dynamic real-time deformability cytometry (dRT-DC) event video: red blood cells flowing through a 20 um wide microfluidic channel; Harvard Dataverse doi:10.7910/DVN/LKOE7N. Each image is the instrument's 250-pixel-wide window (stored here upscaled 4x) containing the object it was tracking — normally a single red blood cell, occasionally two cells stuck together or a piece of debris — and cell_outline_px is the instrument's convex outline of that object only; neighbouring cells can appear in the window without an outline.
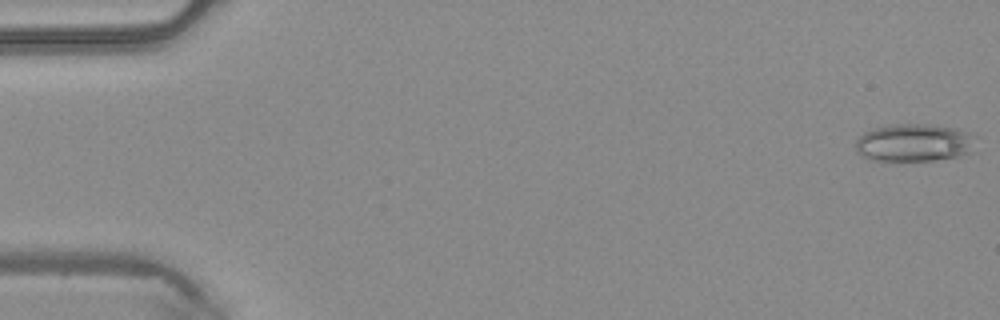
{"species": "common noctule bat (a hibernating species)", "species_latin": "Nyctalus noctula", "temperature_condition": "warm", "stored_images_in_passage": 48, "camera_frame_rate_fps": 3000, "um_per_image_px": 0.085, "animal": {"sex": "male", "body_mass_g": 20.4}, "frame": {"image": 1, "passage_image": 1, "time_ms": 0.0, "image_size_px": [1000, 320], "cell_outline_px": [[972, 152], [960, 156], [932, 160], [868, 160], [860, 156], [856, 152], [856, 140], [864, 132], [872, 128], [892, 124], [924, 124], [956, 128], [968, 132]], "centroid_in_image_um": [77.59, 12.13], "position_along_channel_um": 7.4, "area_um2": 26.13}}
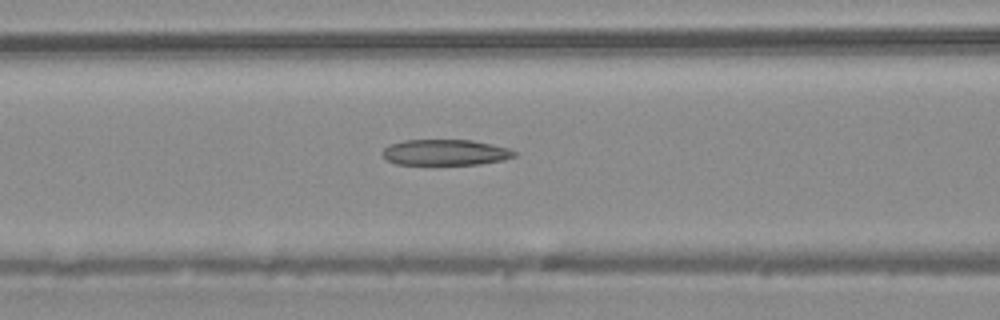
{"frame": {"image": 2, "passage_image": 20, "time_ms": 6.333, "image_size_px": [1000, 320], "cell_outline_px": [[516, 156], [504, 160], [480, 164], [396, 164], [388, 160], [380, 152], [388, 144], [404, 140], [472, 140], [492, 144], [508, 148], [516, 152]], "centroid_in_image_um": [37.85, 12.95], "position_along_channel_um": 128.8, "area_um2": 19.88}}
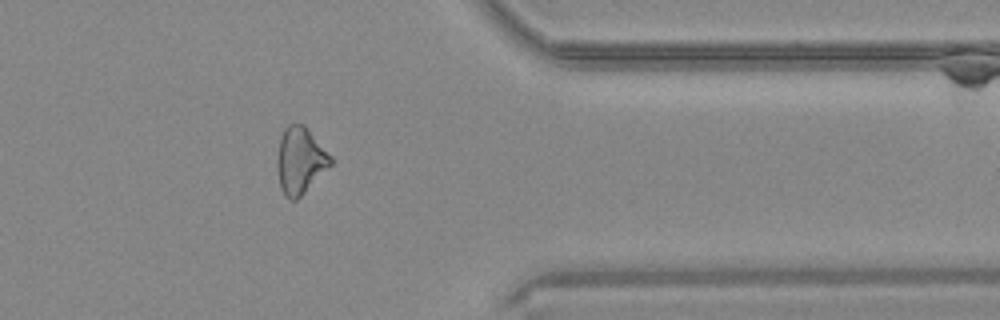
{"frame": {"image": 3, "passage_image": 39, "time_ms": 12.667, "image_size_px": [1000, 320], "cell_outline_px": [[332, 164], [296, 200], [288, 200], [284, 196], [280, 188], [276, 168], [276, 160], [280, 136], [284, 128], [288, 124], [304, 124], [332, 156]], "centroid_in_image_um": [25.48, 13.64], "position_along_channel_um": 385.9, "area_um2": 20.92}, "authors_computed_cell_mechanics": {"area_um2": 21.1548, "velocity_mm_per_s": 4.2707, "shape_relaxation_time_tau1_ms": null, "shape_relaxation_time_tau2_ms": 3.1557, "deformation_change_tau1": null, "deformation_change_tau2": 0.1305}}